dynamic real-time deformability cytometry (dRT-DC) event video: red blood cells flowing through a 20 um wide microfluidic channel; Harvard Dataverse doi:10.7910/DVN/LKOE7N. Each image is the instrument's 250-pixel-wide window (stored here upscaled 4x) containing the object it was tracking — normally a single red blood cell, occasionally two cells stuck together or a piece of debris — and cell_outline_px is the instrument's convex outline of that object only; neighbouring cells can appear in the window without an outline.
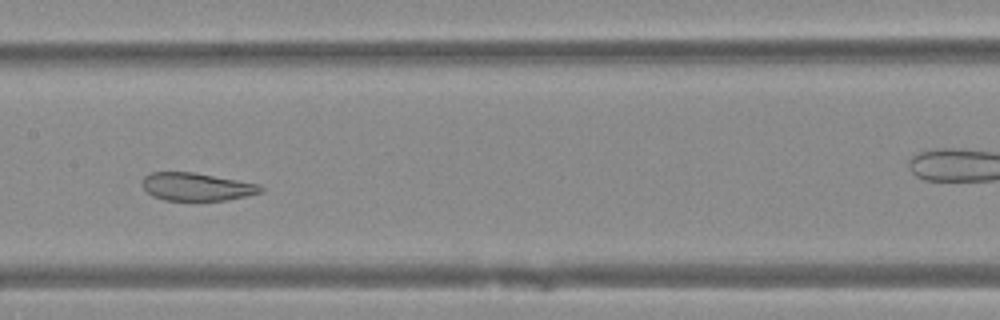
{"species": "Egyptian fruit bat (a non-hibernating species)", "species_latin": "Rousettus aegyptiacus", "temperature_condition": "warm", "stored_images_in_passage": 37, "camera_frame_rate_fps": 3000, "um_per_image_px": 0.085, "animal": {"sex": "female"}, "frame": {"image": 1, "passage_image": 11, "time_ms": 3.333, "image_size_px": [1000, 320], "cell_outline_px": [[264, 188], [260, 192], [248, 196], [224, 200], [164, 200], [152, 196], [140, 184], [140, 180], [144, 176], [152, 172], [192, 172], [260, 184]], "centroid_in_image_um": [16.68, 15.87], "position_along_channel_um": 190.7, "area_um2": 19.25}}